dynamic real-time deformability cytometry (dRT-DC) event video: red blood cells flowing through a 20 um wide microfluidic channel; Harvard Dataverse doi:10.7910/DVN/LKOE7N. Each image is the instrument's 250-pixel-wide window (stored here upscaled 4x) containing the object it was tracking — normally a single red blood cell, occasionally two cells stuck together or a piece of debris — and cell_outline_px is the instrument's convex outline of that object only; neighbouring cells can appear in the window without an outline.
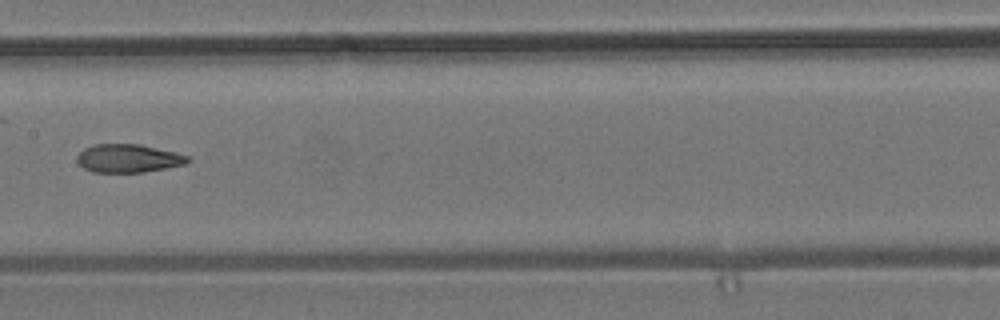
{"species": "common noctule bat (a hibernating species)", "species_latin": "Nyctalus noctula", "temperature_condition": "room temperature", "stored_images_in_passage": 9, "camera_frame_rate_fps": 3000, "um_per_image_px": 0.085, "animal": {"sex": "male", "body_mass_g": 19.2, "forearm_length_mm": 51.8}, "frame": {"image": 1, "passage_image": 6, "time_ms": 1.667, "image_size_px": [1000, 320], "cell_outline_px": [[192, 160], [184, 164], [144, 172], [92, 172], [84, 168], [76, 160], [76, 156], [84, 148], [92, 144], [140, 144], [176, 152], [188, 156]], "centroid_in_image_um": [10.89, 13.45], "position_along_channel_um": 196.5, "area_um2": 18.26}}
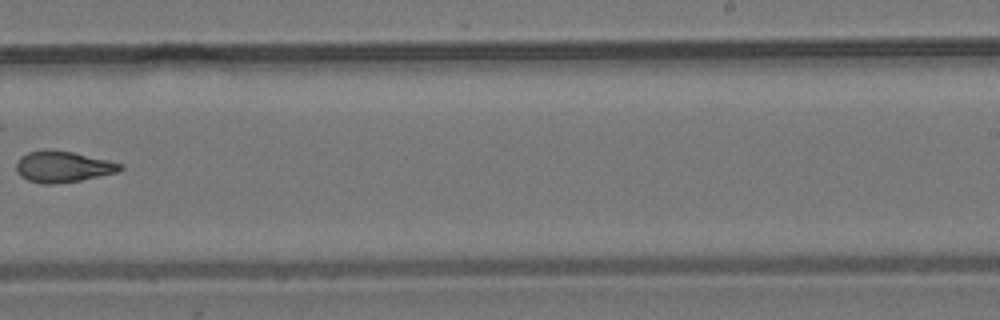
{"frame": {"image": 2, "passage_image": 8, "time_ms": 2.333, "image_size_px": [1000, 320], "cell_outline_px": [[124, 168], [120, 172], [80, 180], [56, 184], [44, 184], [28, 180], [20, 176], [16, 172], [16, 160], [20, 156], [28, 152], [44, 148], [72, 152], [108, 160], [124, 164]], "centroid_in_image_um": [5.33, 14.16], "position_along_channel_um": 283.7, "area_um2": 19.19}}
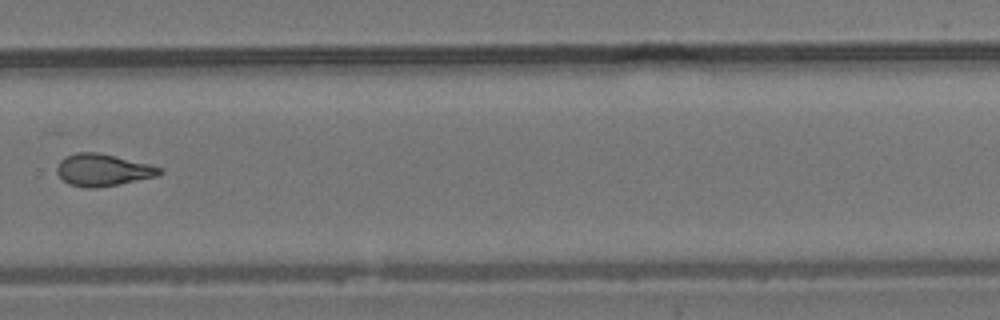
{"frame": {"image": 3, "passage_image": 9, "time_ms": 2.667, "image_size_px": [1000, 320], "cell_outline_px": [[164, 172], [156, 176], [120, 184], [96, 188], [88, 188], [68, 184], [56, 172], [56, 168], [60, 160], [64, 156], [76, 152], [96, 152], [116, 156], [148, 164], [160, 168]], "centroid_in_image_um": [8.7, 14.45], "position_along_channel_um": 321.1, "area_um2": 19.13}}